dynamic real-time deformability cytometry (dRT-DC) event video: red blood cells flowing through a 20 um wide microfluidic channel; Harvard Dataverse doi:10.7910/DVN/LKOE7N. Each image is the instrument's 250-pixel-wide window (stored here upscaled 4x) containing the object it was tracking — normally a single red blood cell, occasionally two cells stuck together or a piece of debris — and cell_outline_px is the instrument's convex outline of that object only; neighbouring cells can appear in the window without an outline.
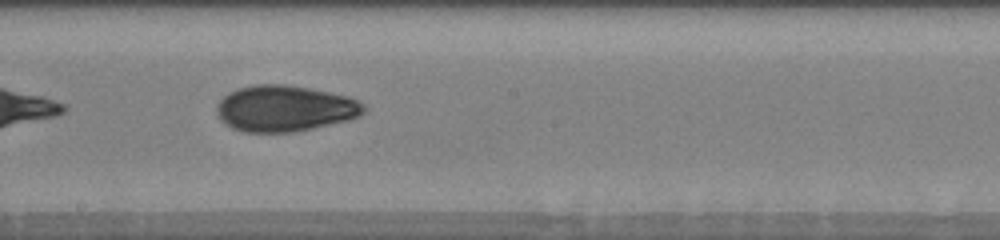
{"species": "human", "species_latin": "Homo sapiens", "temperature_condition": "warm", "stored_images_in_passage": 31, "camera_frame_rate_fps": 3000, "um_per_image_px": 0.085, "donor": {"sex": "male"}, "frame": {"image": 1, "passage_image": 18, "time_ms": 10.0, "image_size_px": [1000, 240], "cell_outline_px": [[368, 108], [360, 116], [348, 120], [312, 128], [292, 132], [244, 132], [232, 128], [216, 112], [216, 108], [220, 100], [228, 92], [236, 88], [256, 84], [284, 84], [308, 88], [348, 96], [364, 104]], "centroid_in_image_um": [24.22, 9.21], "position_along_channel_um": 224.0, "area_um2": 39.36}, "authors_computed_cell_mechanics": {"area_um2": 39.3618, "velocity_mm_per_s": 3.9148, "shape_relaxation_time_tau1_ms": 6.9967, "shape_relaxation_time_tau2_ms": 1.871, "deformation_change_tau1": 0.2087, "deformation_change_tau2": 0.0668}}